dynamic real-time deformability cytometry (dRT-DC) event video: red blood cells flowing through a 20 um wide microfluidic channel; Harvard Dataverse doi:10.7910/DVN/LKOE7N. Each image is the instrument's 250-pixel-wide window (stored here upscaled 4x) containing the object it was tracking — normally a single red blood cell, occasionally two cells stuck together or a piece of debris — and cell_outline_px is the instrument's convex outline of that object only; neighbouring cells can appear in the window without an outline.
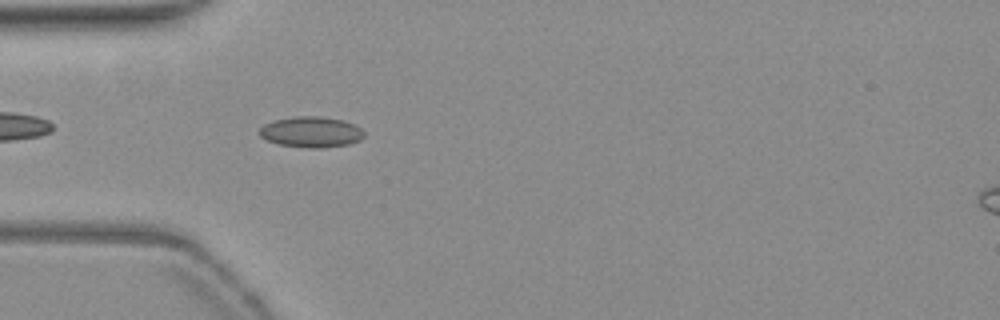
{"species": "common noctule bat (a hibernating species)", "species_latin": "Nyctalus noctula", "temperature_condition": "warm", "stored_images_in_passage": 34, "camera_frame_rate_fps": 3000, "um_per_image_px": 0.085, "animal": {"sex": "female", "body_mass_g": 19.3, "forearm_length_mm": 54.1}, "frame": {"image": 1, "passage_image": 3, "time_ms": 0.667, "image_size_px": [1000, 320], "cell_outline_px": [[364, 136], [360, 140], [348, 144], [324, 148], [308, 148], [280, 144], [268, 140], [260, 136], [256, 132], [264, 124], [276, 120], [296, 116], [320, 116], [344, 120], [356, 124], [364, 132]], "centroid_in_image_um": [26.46, 11.21], "position_along_channel_um": 58.5, "area_um2": 18.84}}
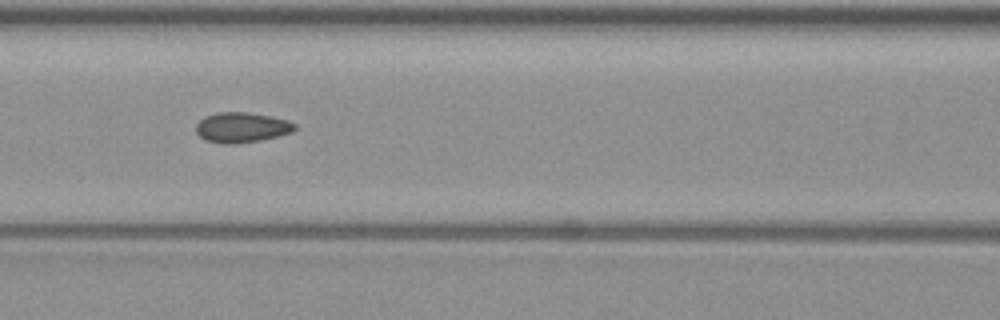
{"frame": {"image": 2, "passage_image": 10, "time_ms": 3.0, "image_size_px": [1000, 320], "cell_outline_px": [[296, 128], [292, 132], [260, 140], [236, 144], [224, 144], [204, 140], [196, 132], [196, 124], [204, 116], [216, 112], [248, 112], [288, 120], [296, 124]], "centroid_in_image_um": [20.51, 10.83], "position_along_channel_um": 146.1, "area_um2": 17.4}}
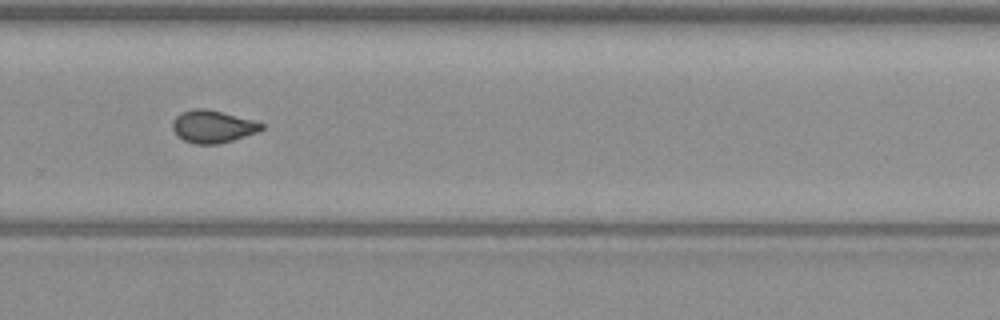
{"frame": {"image": 3, "passage_image": 23, "time_ms": 7.333, "image_size_px": [1000, 320], "cell_outline_px": [[264, 128], [256, 132], [220, 144], [196, 144], [184, 140], [172, 128], [172, 120], [180, 112], [192, 108], [204, 108], [252, 120], [264, 124]], "centroid_in_image_um": [18.05, 10.75], "position_along_channel_um": 311.8, "area_um2": 16.59}, "authors_computed_cell_mechanics": {"area_um2": 16.7042, "velocity_mm_per_s": 3.832, "shape_relaxation_time_tau1_ms": null, "shape_relaxation_time_tau2_ms": 1.1534, "deformation_change_tau1": null, "deformation_change_tau2": 0.0608}}